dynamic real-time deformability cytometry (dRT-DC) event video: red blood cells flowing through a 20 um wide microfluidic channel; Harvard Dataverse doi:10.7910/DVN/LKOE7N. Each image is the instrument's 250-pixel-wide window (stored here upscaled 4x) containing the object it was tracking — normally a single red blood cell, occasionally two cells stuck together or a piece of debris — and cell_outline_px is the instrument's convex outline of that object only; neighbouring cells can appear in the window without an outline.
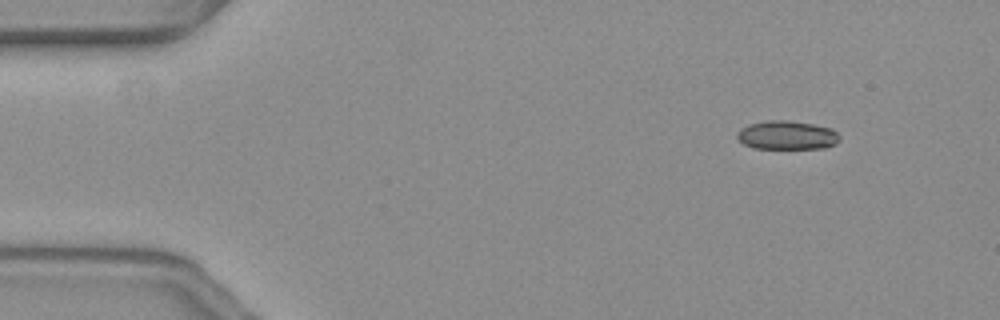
{"species": "common noctule bat (a hibernating species)", "species_latin": "Nyctalus noctula", "temperature_condition": "warm", "stored_images_in_passage": 52, "camera_frame_rate_fps": 3000, "um_per_image_px": 0.085, "animal": {"sex": "female", "body_mass_g": 19.3, "forearm_length_mm": 54.1}, "frame": {"image": 1, "passage_image": 1, "time_ms": 0.0, "image_size_px": [1000, 320], "cell_outline_px": [[840, 140], [824, 148], [756, 148], [744, 144], [736, 136], [736, 132], [740, 128], [748, 124], [764, 120], [788, 120], [812, 124], [832, 128], [840, 136]], "centroid_in_image_um": [66.86, 11.47], "position_along_channel_um": 18.1, "area_um2": 17.17}}
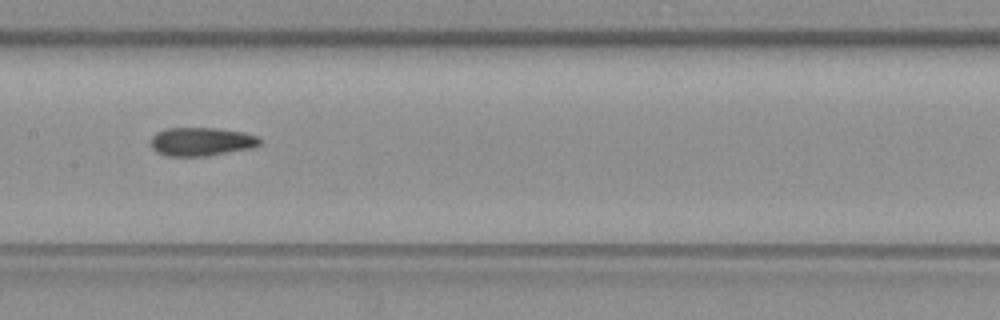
{"frame": {"image": 2, "passage_image": 23, "time_ms": 7.333, "image_size_px": [1000, 320], "cell_outline_px": [[260, 144], [252, 148], [208, 156], [168, 156], [156, 152], [148, 144], [152, 136], [156, 132], [164, 128], [216, 128], [244, 132], [256, 136], [260, 140]], "centroid_in_image_um": [17.06, 12.04], "position_along_channel_um": 190.3, "area_um2": 18.32}}
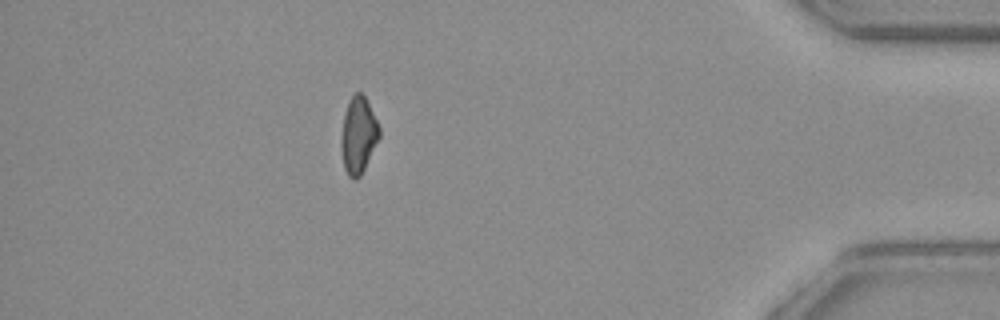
{"frame": {"image": 3, "passage_image": 45, "time_ms": 14.667, "image_size_px": [1000, 320], "cell_outline_px": [[380, 136], [360, 176], [356, 180], [352, 180], [348, 176], [344, 168], [340, 144], [344, 116], [348, 100], [356, 92], [360, 92], [364, 96], [380, 128]], "centroid_in_image_um": [30.44, 11.52], "position_along_channel_um": 404.8, "area_um2": 16.76}, "authors_computed_cell_mechanics": {"area_um2": 17.9469, "velocity_mm_per_s": 3.6226, "shape_relaxation_time_tau1_ms": null, "shape_relaxation_time_tau2_ms": 3.8712, "deformation_change_tau1": null, "deformation_change_tau2": 0.0921}}